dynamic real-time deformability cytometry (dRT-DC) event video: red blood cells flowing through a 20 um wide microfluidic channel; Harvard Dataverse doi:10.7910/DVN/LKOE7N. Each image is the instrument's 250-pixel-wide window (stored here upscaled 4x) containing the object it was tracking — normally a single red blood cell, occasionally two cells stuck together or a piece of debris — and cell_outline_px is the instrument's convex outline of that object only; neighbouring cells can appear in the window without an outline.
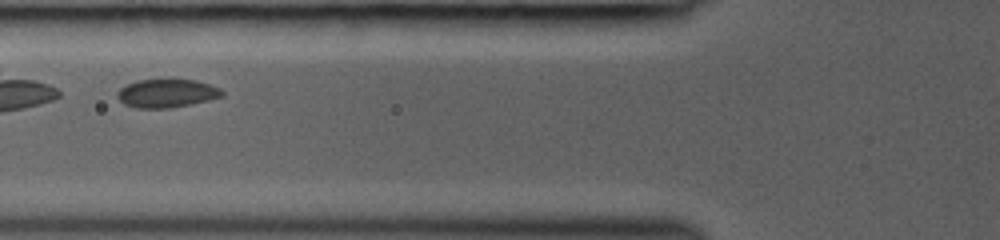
{"species": "common noctule bat (a hibernating species)", "species_latin": "Nyctalus noctula", "temperature_condition": "room temperature", "stored_images_in_passage": 7, "camera_frame_rate_fps": 3000, "um_per_image_px": 0.085, "animal": {"sex": "female", "body_mass_g": 19.0, "forearm_length_mm": 53.3}, "frame": {"image": 1, "passage_image": 3, "time_ms": 1.667, "image_size_px": [1000, 240], "cell_outline_px": [[224, 96], [192, 104], [168, 108], [136, 108], [124, 104], [116, 96], [116, 92], [120, 88], [136, 80], [196, 80], [220, 88], [224, 92]], "centroid_in_image_um": [14.17, 7.94], "position_along_channel_um": 111.6, "area_um2": 17.28}}
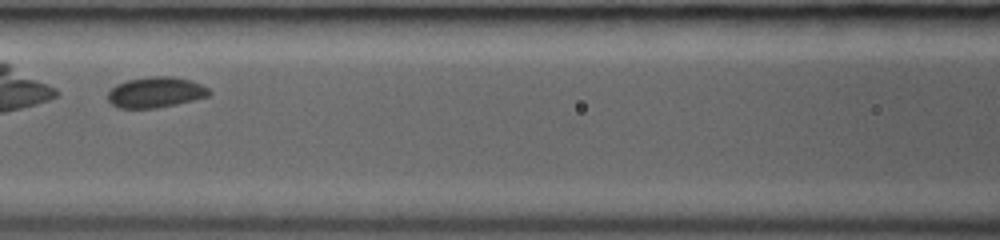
{"frame": {"image": 2, "passage_image": 5, "time_ms": 2.667, "image_size_px": [1000, 240], "cell_outline_px": [[212, 92], [208, 96], [176, 104], [156, 108], [120, 108], [112, 104], [108, 100], [108, 92], [116, 84], [128, 80], [148, 76], [172, 76], [192, 80], [208, 88]], "centroid_in_image_um": [13.23, 7.83], "position_along_channel_um": 153.4, "area_um2": 18.09}}